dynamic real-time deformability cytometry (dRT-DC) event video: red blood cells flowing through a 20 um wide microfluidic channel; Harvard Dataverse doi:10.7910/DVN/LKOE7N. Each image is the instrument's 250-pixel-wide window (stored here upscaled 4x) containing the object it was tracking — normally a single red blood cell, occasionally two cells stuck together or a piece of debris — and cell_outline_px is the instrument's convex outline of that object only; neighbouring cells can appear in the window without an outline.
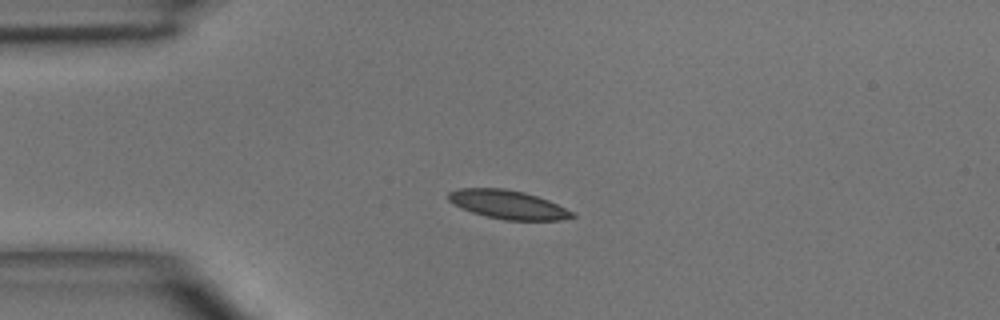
{"species": "common noctule bat (a hibernating species)", "species_latin": "Nyctalus noctula", "temperature_condition": "room temperature", "stored_images_in_passage": 5, "camera_frame_rate_fps": 3000, "um_per_image_px": 0.085, "animal": {"sex": "male", "body_mass_g": 15.6}, "frame": {"image": 1, "passage_image": 3, "time_ms": 2.0, "image_size_px": [1000, 320], "cell_outline_px": [[576, 216], [560, 220], [504, 220], [484, 216], [460, 208], [452, 204], [448, 200], [448, 192], [456, 188], [504, 188], [524, 192], [548, 200], [572, 212]], "centroid_in_image_um": [43.1, 17.38], "position_along_channel_um": 41.9, "area_um2": 20.69}}
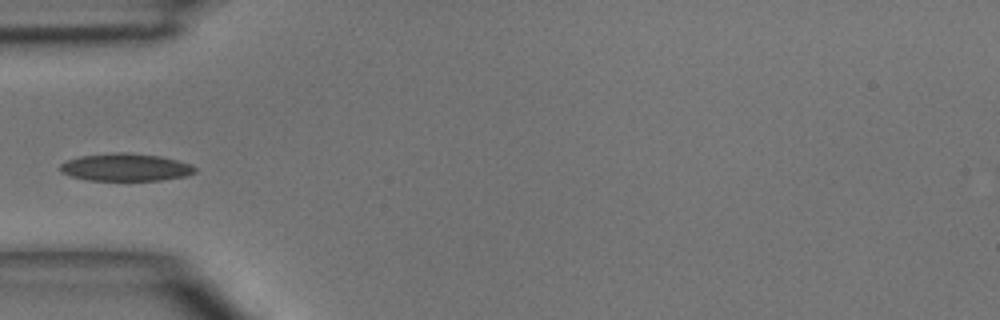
{"frame": {"image": 2, "passage_image": 4, "time_ms": 3.333, "image_size_px": [1000, 320], "cell_outline_px": [[196, 172], [188, 176], [160, 180], [88, 180], [72, 176], [60, 172], [60, 164], [68, 160], [80, 156], [112, 152], [128, 152], [160, 156], [192, 164], [196, 168]], "centroid_in_image_um": [10.7, 14.21], "position_along_channel_um": 74.3, "area_um2": 21.73}}